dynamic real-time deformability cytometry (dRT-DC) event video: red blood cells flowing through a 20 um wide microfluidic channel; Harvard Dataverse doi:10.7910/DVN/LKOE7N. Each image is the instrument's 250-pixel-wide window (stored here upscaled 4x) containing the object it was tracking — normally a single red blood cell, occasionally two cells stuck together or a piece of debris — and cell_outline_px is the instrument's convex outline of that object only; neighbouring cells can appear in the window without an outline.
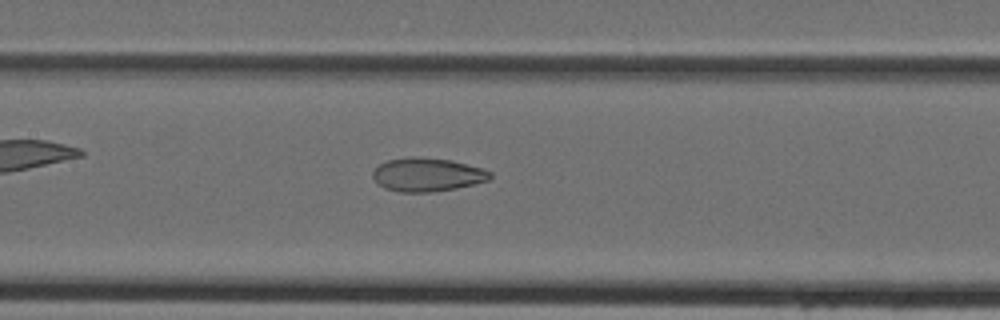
{"species": "Egyptian fruit bat (a non-hibernating species)", "species_latin": "Rousettus aegyptiacus", "temperature_condition": "cold", "stored_images_in_passage": 13, "camera_frame_rate_fps": 3000, "um_per_image_px": 0.085, "animal": {"sex": "female"}, "frame": {"image": 1, "passage_image": 10, "time_ms": 3.0, "image_size_px": [1000, 320], "cell_outline_px": [[492, 176], [488, 180], [456, 188], [432, 192], [400, 192], [384, 188], [372, 176], [372, 172], [380, 164], [388, 160], [452, 160], [484, 168], [492, 172]], "centroid_in_image_um": [36.38, 14.89], "position_along_channel_um": 171.0, "area_um2": 21.96}}